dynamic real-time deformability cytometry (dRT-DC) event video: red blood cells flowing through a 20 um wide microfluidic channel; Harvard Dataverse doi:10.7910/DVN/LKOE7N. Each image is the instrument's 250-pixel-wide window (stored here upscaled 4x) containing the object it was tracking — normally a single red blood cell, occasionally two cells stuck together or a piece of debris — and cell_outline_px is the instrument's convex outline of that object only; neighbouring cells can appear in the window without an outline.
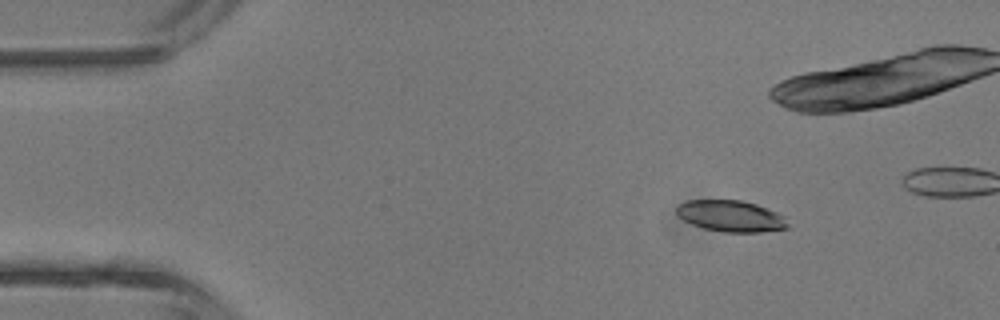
{"species": "common noctule bat (a hibernating species)", "species_latin": "Nyctalus noctula", "temperature_condition": "room temperature", "stored_images_in_passage": 5, "camera_frame_rate_fps": 3000, "um_per_image_px": 0.085, "animal": {"sex": "male", "body_mass_g": 13.3}, "frame": {"image": 1, "passage_image": 2, "time_ms": 1.0, "image_size_px": [1000, 320], "cell_outline_px": [[788, 228], [760, 232], [724, 232], [704, 228], [692, 224], [684, 220], [676, 212], [676, 204], [684, 200], [740, 200], [756, 204], [776, 212], [784, 216], [788, 224]], "centroid_in_image_um": [62.09, 18.35], "position_along_channel_um": 22.9, "area_um2": 20.29}}